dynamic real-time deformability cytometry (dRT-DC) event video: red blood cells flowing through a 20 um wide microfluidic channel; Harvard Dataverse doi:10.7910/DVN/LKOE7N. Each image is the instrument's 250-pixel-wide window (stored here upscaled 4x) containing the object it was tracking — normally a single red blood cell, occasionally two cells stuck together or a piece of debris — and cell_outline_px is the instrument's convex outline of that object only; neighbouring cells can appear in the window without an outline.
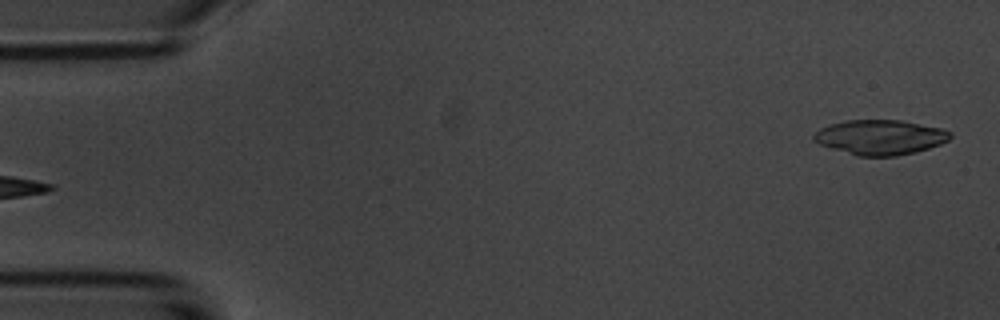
{"species": "common noctule bat (a hibernating species)", "species_latin": "Nyctalus noctula", "temperature_condition": "room temperature", "stored_images_in_passage": 3, "segment_of_instrument_passage": [2, 2], "camera_frame_rate_fps": 3000, "um_per_image_px": 0.085, "animal": {"sex": "male", "body_mass_g": 20.1, "forearm_length_mm": 53.5}, "frame": {"image": 1, "passage_image": 3, "time_ms": 2.333, "image_size_px": [1000, 320], "cell_outline_px": [[952, 136], [948, 140], [940, 144], [916, 152], [896, 156], [856, 156], [820, 144], [812, 140], [812, 136], [820, 128], [828, 124], [844, 120], [900, 120], [940, 128], [952, 132]], "centroid_in_image_um": [74.79, 11.66], "position_along_channel_um": 10.2, "area_um2": 27.74}}